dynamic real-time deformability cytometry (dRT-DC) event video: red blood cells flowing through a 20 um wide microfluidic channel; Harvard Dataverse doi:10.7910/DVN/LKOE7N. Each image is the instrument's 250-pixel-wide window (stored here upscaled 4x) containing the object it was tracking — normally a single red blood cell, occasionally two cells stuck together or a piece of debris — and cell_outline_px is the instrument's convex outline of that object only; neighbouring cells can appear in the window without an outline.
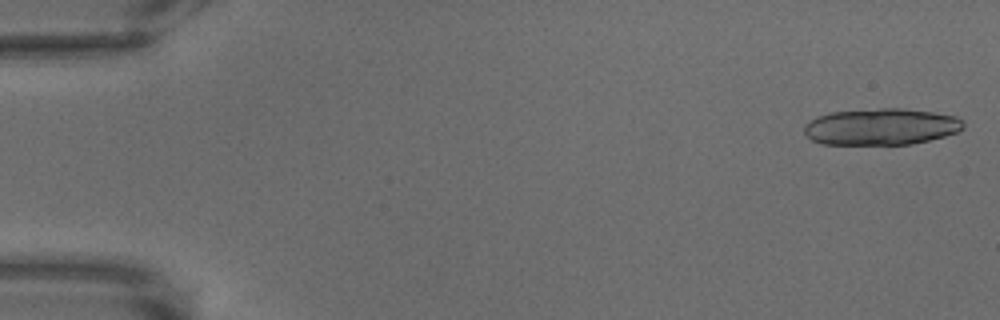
{"species": "common noctule bat (a hibernating species)", "species_latin": "Nyctalus noctula", "temperature_condition": "warm", "stored_images_in_passage": 22, "camera_frame_rate_fps": 3000, "um_per_image_px": 0.085, "animal": {"sex": "male", "body_mass_g": 18.8}, "frame": {"image": 1, "passage_image": 2, "time_ms": 0.333, "image_size_px": [1000, 320], "cell_outline_px": [[964, 128], [956, 132], [944, 136], [912, 144], [824, 144], [812, 140], [804, 132], [804, 124], [828, 112], [880, 108], [900, 108], [932, 112], [956, 116], [964, 120]], "centroid_in_image_um": [74.91, 10.76], "position_along_channel_um": 10.1, "area_um2": 33.81}}